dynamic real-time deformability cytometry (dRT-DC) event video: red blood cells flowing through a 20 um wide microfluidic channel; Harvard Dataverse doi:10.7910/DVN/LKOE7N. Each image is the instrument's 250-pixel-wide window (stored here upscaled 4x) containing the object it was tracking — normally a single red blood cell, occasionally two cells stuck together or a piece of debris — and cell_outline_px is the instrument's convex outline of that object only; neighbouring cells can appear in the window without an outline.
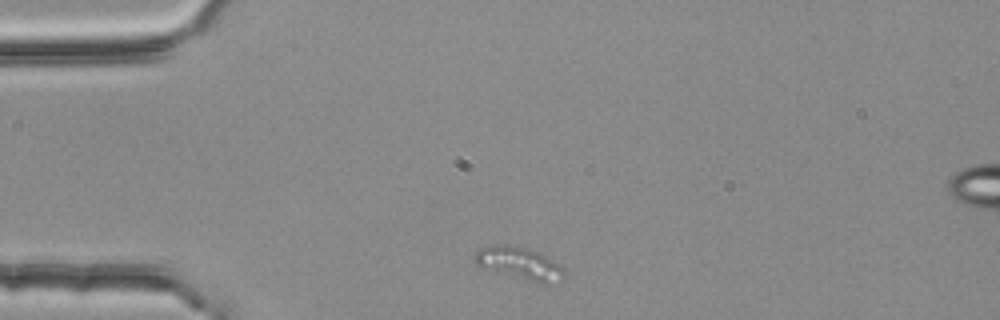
{"species": "common noctule bat (a hibernating species)", "species_latin": "Nyctalus noctula", "temperature_condition": "room temperature", "stored_images_in_passage": 2, "camera_frame_rate_fps": 3000, "um_per_image_px": 0.085, "animal": {"sex": "female", "body_mass_g": 25.1}, "frame": {"image": 1, "passage_image": 1, "time_ms": 0.0, "image_size_px": [1000, 320], "cell_outline_px": [[564, 276], [560, 280], [548, 284], [540, 284], [476, 264], [476, 252], [480, 248], [496, 244], [508, 244], [540, 252], [560, 264], [564, 268]], "centroid_in_image_um": [44.24, 22.37], "position_along_channel_um": 40.8, "area_um2": 16.47}}